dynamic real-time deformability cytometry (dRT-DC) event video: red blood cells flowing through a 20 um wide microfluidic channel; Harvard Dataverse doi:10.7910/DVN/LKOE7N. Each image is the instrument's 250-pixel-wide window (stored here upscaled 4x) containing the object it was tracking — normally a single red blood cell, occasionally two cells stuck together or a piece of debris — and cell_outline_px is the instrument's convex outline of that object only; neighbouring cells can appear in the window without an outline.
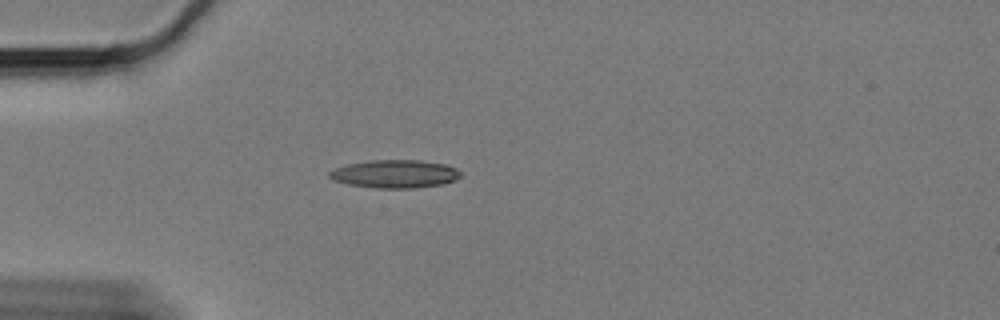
{"species": "Egyptian fruit bat (a non-hibernating species)", "species_latin": "Rousettus aegyptiacus", "temperature_condition": "cold", "stored_images_in_passage": 14, "camera_frame_rate_fps": 3000, "um_per_image_px": 0.085, "animal": {"sex": "female"}, "frame": {"image": 1, "passage_image": 1, "time_ms": 0.0, "image_size_px": [1000, 320], "cell_outline_px": [[460, 176], [444, 184], [412, 188], [376, 188], [348, 184], [336, 180], [328, 176], [328, 172], [336, 168], [348, 164], [372, 160], [420, 160], [444, 164], [456, 168], [460, 172]], "centroid_in_image_um": [33.57, 14.78], "position_along_channel_um": 51.4, "area_um2": 21.21}}
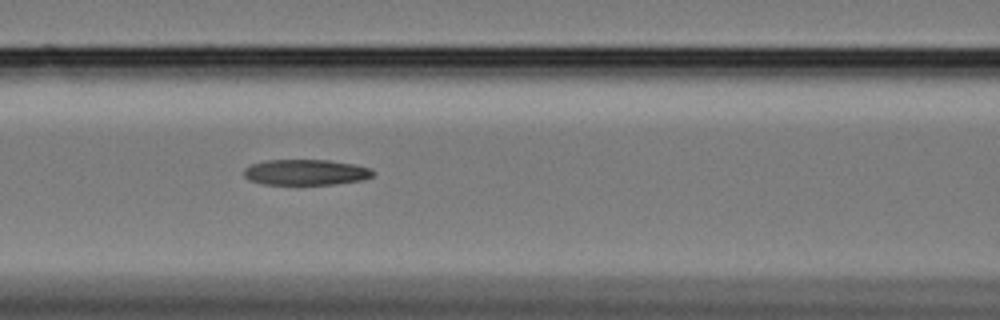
{"frame": {"image": 2, "passage_image": 10, "time_ms": 3.0, "image_size_px": [1000, 320], "cell_outline_px": [[376, 172], [372, 176], [364, 180], [336, 184], [264, 184], [248, 180], [244, 176], [244, 168], [248, 164], [264, 160], [328, 160], [352, 164], [372, 168]], "centroid_in_image_um": [25.98, 14.64], "position_along_channel_um": 140.6, "area_um2": 19.54}}
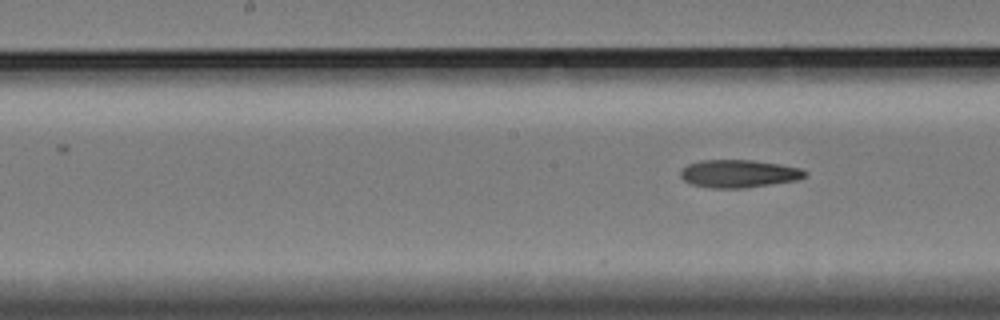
{"frame": {"image": 3, "passage_image": 14, "time_ms": 4.333, "image_size_px": [1000, 320], "cell_outline_px": [[808, 176], [796, 180], [744, 188], [712, 188], [692, 184], [684, 180], [680, 176], [680, 172], [688, 164], [700, 160], [752, 160], [780, 164], [800, 168], [808, 172]], "centroid_in_image_um": [62.81, 14.75], "position_along_channel_um": 185.4, "area_um2": 20.11}}